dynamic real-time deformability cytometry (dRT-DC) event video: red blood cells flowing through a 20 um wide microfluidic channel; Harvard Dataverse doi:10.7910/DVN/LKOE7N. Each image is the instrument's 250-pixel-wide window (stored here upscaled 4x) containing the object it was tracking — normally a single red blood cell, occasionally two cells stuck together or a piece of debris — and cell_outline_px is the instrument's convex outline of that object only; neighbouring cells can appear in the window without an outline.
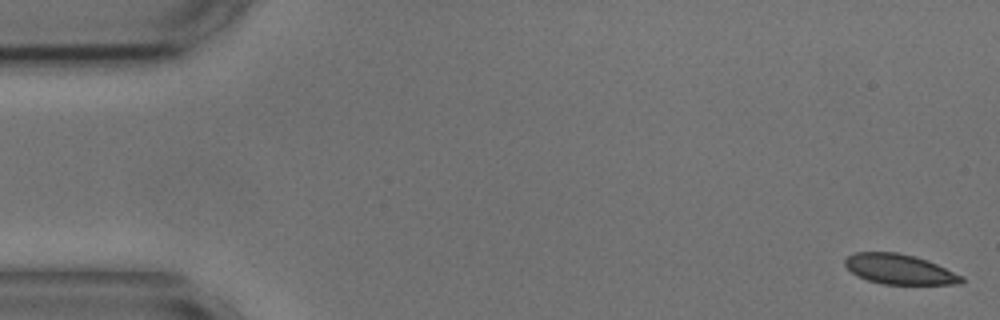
{"species": "common noctule bat (a hibernating species)", "species_latin": "Nyctalus noctula", "temperature_condition": "cold", "stored_images_in_passage": 54, "camera_frame_rate_fps": 3000, "um_per_image_px": 0.085, "animal": {"sex": "male", "body_mass_g": 17.9, "forearm_length_mm": 54.2}, "frame": {"image": 1, "passage_image": 1, "time_ms": 0.0, "image_size_px": [1000, 320], "cell_outline_px": [[964, 280], [960, 284], [884, 284], [868, 280], [852, 272], [844, 264], [844, 260], [848, 256], [856, 252], [896, 252], [916, 256], [928, 260], [964, 276]], "centroid_in_image_um": [76.49, 22.88], "position_along_channel_um": 8.5, "area_um2": 20.35}}
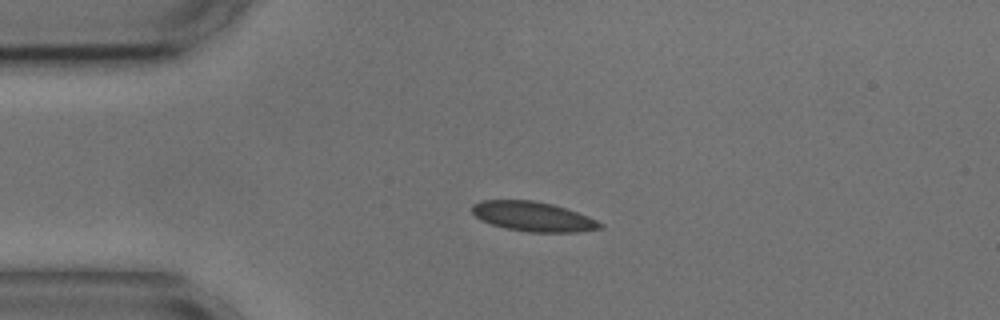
{"frame": {"image": 2, "passage_image": 12, "time_ms": 3.667, "image_size_px": [1000, 320], "cell_outline_px": [[604, 228], [576, 232], [528, 232], [504, 228], [480, 220], [472, 212], [472, 204], [480, 200], [532, 200], [552, 204], [588, 216], [604, 224]], "centroid_in_image_um": [45.3, 18.41], "position_along_channel_um": 39.7, "area_um2": 22.14}}
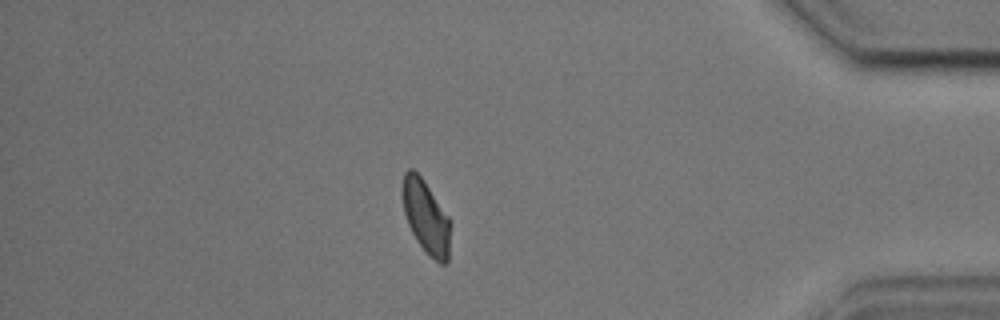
{"frame": {"image": 3, "passage_image": 47, "time_ms": 15.333, "image_size_px": [1000, 320], "cell_outline_px": [[452, 224], [448, 264], [440, 264], [428, 256], [416, 240], [408, 224], [404, 212], [400, 188], [404, 172], [408, 168], [412, 168], [424, 180], [452, 220]], "centroid_in_image_um": [36.23, 18.45], "position_along_channel_um": 399.0, "area_um2": 21.33}, "authors_computed_cell_mechanics": {"area_um2": 21.3282, "velocity_mm_per_s": 3.6108, "shape_relaxation_time_tau1_ms": 5.0544, "shape_relaxation_time_tau2_ms": 1.1497, "deformation_change_tau1": 0.1135, "deformation_change_tau2": 0.053}}